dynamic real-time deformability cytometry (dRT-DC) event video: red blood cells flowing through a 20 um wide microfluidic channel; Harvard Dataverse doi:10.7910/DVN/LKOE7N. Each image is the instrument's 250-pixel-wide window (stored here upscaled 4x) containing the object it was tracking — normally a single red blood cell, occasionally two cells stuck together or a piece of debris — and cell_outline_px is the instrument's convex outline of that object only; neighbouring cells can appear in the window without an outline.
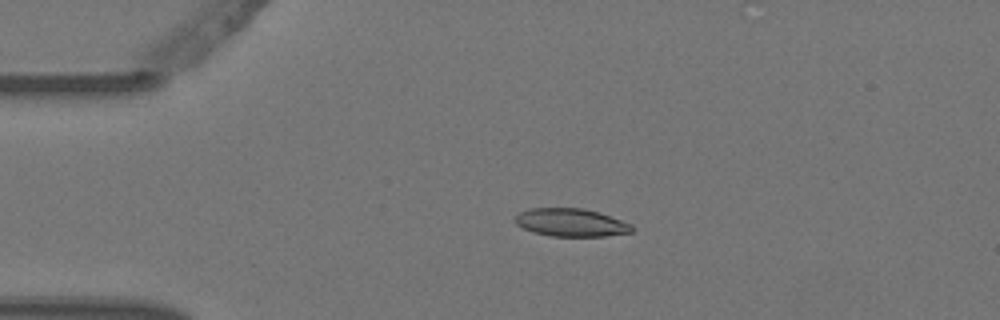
{"species": "Egyptian fruit bat (a non-hibernating species)", "species_latin": "Rousettus aegyptiacus", "temperature_condition": "warm", "stored_images_in_passage": 3, "camera_frame_rate_fps": 3000, "um_per_image_px": 0.085, "animal": {"sex": "female"}, "frame": {"image": 1, "passage_image": 2, "time_ms": 0.333, "image_size_px": [1000, 320], "cell_outline_px": [[636, 228], [632, 232], [604, 236], [552, 236], [532, 232], [516, 224], [512, 220], [520, 212], [528, 208], [584, 208], [600, 212], [632, 224]], "centroid_in_image_um": [48.54, 18.91], "position_along_channel_um": 36.5, "area_um2": 19.25}}